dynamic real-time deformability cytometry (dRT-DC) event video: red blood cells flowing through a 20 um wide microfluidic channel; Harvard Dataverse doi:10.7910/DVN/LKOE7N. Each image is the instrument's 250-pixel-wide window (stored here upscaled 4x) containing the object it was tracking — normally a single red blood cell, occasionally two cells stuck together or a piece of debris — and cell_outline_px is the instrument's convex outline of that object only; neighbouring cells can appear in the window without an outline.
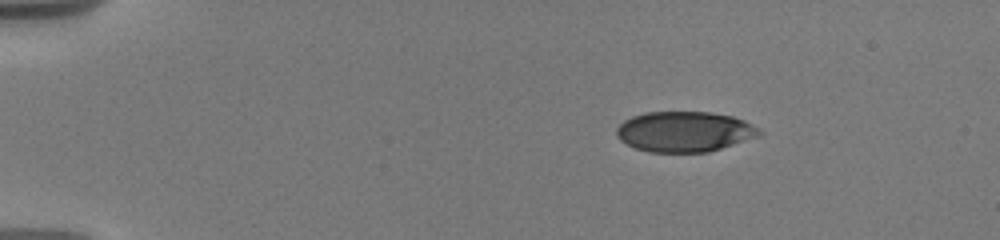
{"species": "human", "species_latin": "Homo sapiens", "temperature_condition": "warm", "stored_images_in_passage": 6, "camera_frame_rate_fps": 3000, "um_per_image_px": 0.085, "donor": {"sex": "male"}, "frame": {"image": 1, "passage_image": 1, "time_ms": 0.0, "image_size_px": [1000, 240], "cell_outline_px": [[764, 132], [760, 136], [708, 152], [648, 152], [636, 148], [620, 140], [616, 136], [616, 128], [624, 120], [632, 116], [644, 112], [712, 112], [732, 116], [744, 120], [760, 128]], "centroid_in_image_um": [58.2, 11.18], "position_along_channel_um": 26.8, "area_um2": 33.81}}
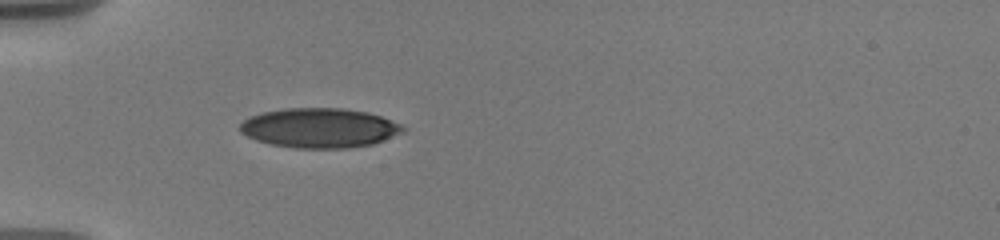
{"frame": {"image": 2, "passage_image": 4, "time_ms": 3.0, "image_size_px": [1000, 240], "cell_outline_px": [[408, 128], [404, 132], [384, 140], [372, 144], [348, 148], [296, 148], [272, 144], [256, 140], [240, 132], [240, 124], [248, 116], [264, 112], [284, 108], [344, 108], [368, 112], [380, 116], [400, 124]], "centroid_in_image_um": [27.17, 10.87], "position_along_channel_um": 57.8, "area_um2": 37.69}}
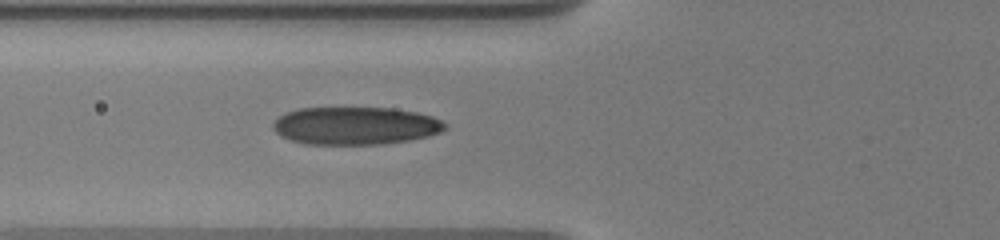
{"frame": {"image": 3, "passage_image": 6, "time_ms": 4.333, "image_size_px": [1000, 240], "cell_outline_px": [[448, 128], [440, 132], [428, 136], [408, 140], [380, 144], [304, 144], [280, 136], [272, 128], [272, 124], [284, 112], [300, 108], [392, 108], [416, 112], [432, 116], [448, 124]], "centroid_in_image_um": [30.2, 10.68], "position_along_channel_um": 95.6, "area_um2": 37.92}}